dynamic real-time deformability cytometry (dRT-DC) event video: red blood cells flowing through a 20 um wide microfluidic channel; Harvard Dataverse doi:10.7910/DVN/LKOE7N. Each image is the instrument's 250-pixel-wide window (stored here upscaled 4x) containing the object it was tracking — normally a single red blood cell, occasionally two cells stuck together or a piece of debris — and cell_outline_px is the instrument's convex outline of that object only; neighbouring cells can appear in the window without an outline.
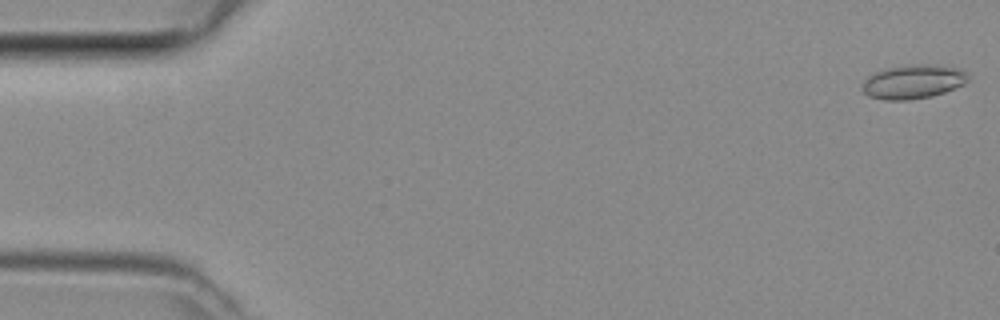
{"species": "common noctule bat (a hibernating species)", "species_latin": "Nyctalus noctula", "temperature_condition": "room temperature", "stored_images_in_passage": 24, "camera_frame_rate_fps": 3000, "um_per_image_px": 0.085, "animal": {"sex": "female", "body_mass_g": 29.2, "forearm_length_mm": 56.3}, "frame": {"image": 1, "passage_image": 1, "time_ms": 0.0, "image_size_px": [1000, 320], "cell_outline_px": [[968, 80], [964, 84], [944, 92], [932, 96], [908, 100], [884, 100], [868, 96], [860, 88], [864, 80], [868, 76], [884, 68], [904, 64], [940, 64], [964, 68], [968, 72]], "centroid_in_image_um": [77.64, 6.91], "position_along_channel_um": 7.4, "area_um2": 21.56}}